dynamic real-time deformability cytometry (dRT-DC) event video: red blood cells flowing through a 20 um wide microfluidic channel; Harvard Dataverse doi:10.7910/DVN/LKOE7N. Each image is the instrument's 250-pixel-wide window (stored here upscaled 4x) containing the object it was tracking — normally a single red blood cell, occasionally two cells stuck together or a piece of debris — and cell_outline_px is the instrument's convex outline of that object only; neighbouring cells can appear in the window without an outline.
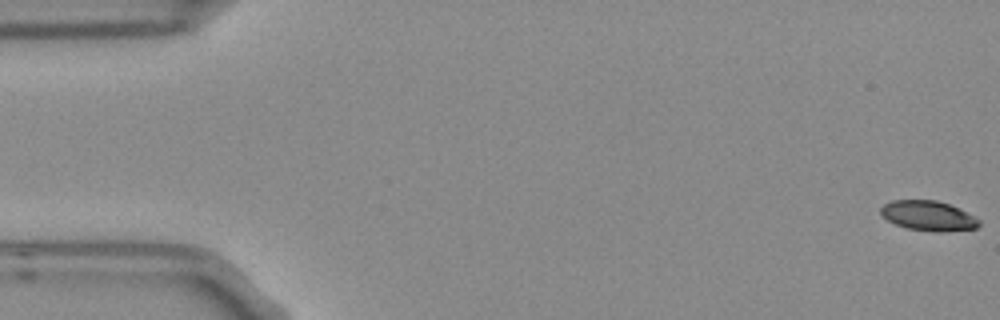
{"species": "Egyptian fruit bat (a non-hibernating species)", "species_latin": "Rousettus aegyptiacus", "temperature_condition": "room temperature", "stored_images_in_passage": 6, "camera_frame_rate_fps": 3000, "um_per_image_px": 0.085, "frame": {"image": 1, "passage_image": 1, "time_ms": 0.0, "image_size_px": [1000, 320], "cell_outline_px": [[980, 224], [976, 228], [944, 232], [932, 232], [908, 228], [896, 224], [888, 220], [880, 212], [880, 208], [884, 204], [892, 200], [936, 200], [948, 204], [980, 220]], "centroid_in_image_um": [78.88, 18.35], "position_along_channel_um": 6.1, "area_um2": 16.88}}
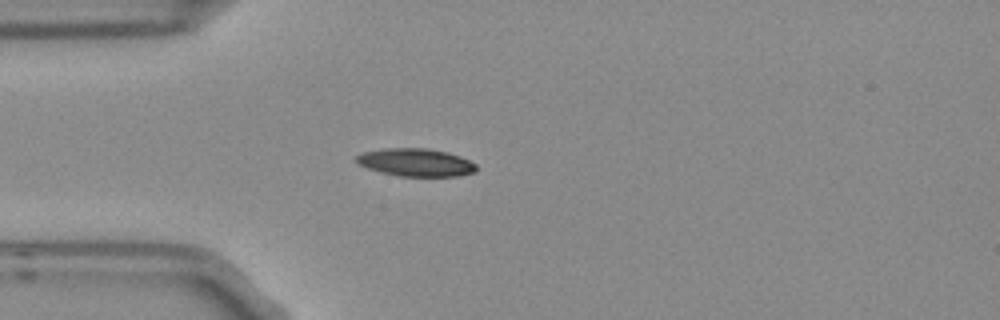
{"frame": {"image": 2, "passage_image": 5, "time_ms": 1.333, "image_size_px": [1000, 320], "cell_outline_px": [[476, 172], [460, 176], [400, 176], [380, 172], [368, 168], [360, 164], [356, 160], [356, 156], [364, 152], [384, 148], [428, 148], [448, 152], [460, 156], [476, 164]], "centroid_in_image_um": [35.38, 13.8], "position_along_channel_um": 49.6, "area_um2": 19.42}}